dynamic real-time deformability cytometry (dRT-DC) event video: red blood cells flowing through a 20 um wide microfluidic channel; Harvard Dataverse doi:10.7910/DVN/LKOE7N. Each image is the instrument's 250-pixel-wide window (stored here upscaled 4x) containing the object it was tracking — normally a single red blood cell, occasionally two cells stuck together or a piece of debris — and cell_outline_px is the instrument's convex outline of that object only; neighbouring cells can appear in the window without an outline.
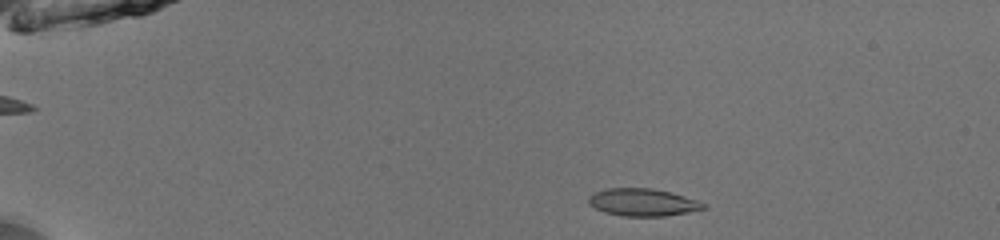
{"species": "common noctule bat (a hibernating species)", "species_latin": "Nyctalus noctula", "temperature_condition": "room temperature", "stored_images_in_passage": 46, "camera_frame_rate_fps": 3000, "um_per_image_px": 0.085, "animal": {"sex": "male", "body_mass_g": 13.0, "forearm_length_mm": 53.1}, "frame": {"image": 1, "passage_image": 5, "time_ms": 1.333, "image_size_px": [1000, 240], "cell_outline_px": [[708, 204], [704, 208], [688, 212], [664, 216], [624, 216], [604, 212], [588, 204], [588, 196], [604, 188], [652, 188], [672, 192]], "centroid_in_image_um": [54.62, 17.19], "position_along_channel_um": 30.4, "area_um2": 18.38}}
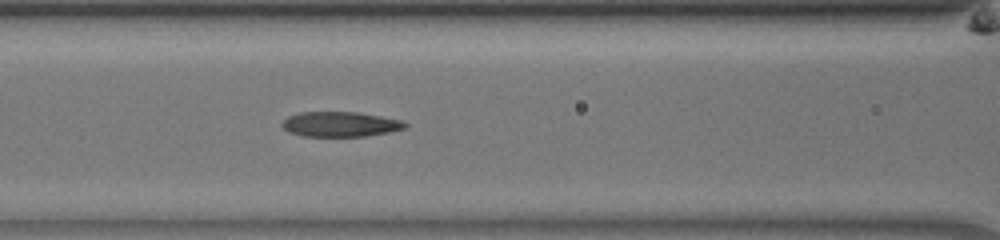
{"frame": {"image": 2, "passage_image": 19, "time_ms": 6.0, "image_size_px": [1000, 240], "cell_outline_px": [[408, 124], [404, 128], [388, 132], [364, 136], [300, 136], [288, 132], [280, 124], [288, 116], [300, 112], [356, 112], [404, 120]], "centroid_in_image_um": [28.9, 10.55], "position_along_channel_um": 137.7, "area_um2": 17.92}}
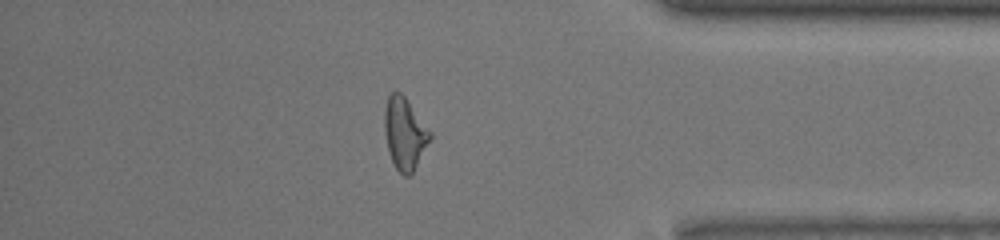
{"frame": {"image": 3, "passage_image": 40, "time_ms": 13.0, "image_size_px": [1000, 240], "cell_outline_px": [[432, 140], [412, 172], [408, 176], [404, 176], [396, 168], [392, 160], [388, 148], [384, 132], [384, 108], [388, 96], [392, 92], [400, 92], [404, 96], [432, 132]], "centroid_in_image_um": [34.41, 11.34], "position_along_channel_um": 400.8, "area_um2": 19.07}, "authors_computed_cell_mechanics": {"area_um2": 18.4671, "velocity_mm_per_s": 3.9948, "shape_relaxation_time_tau1_ms": 7.6606, "shape_relaxation_time_tau2_ms": 2.8459, "deformation_change_tau1": 0.2429, "deformation_change_tau2": 0.116}}